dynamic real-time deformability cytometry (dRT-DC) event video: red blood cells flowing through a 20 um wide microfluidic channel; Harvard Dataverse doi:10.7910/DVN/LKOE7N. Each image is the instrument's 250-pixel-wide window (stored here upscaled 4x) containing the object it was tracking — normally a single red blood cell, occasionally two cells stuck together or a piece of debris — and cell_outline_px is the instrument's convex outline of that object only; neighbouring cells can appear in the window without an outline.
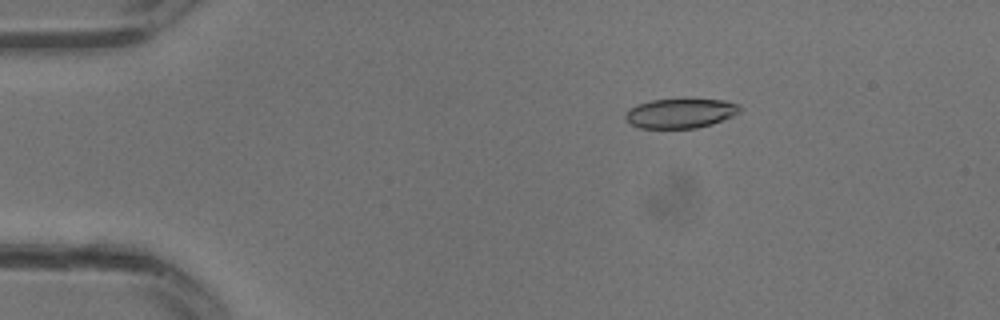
{"species": "common noctule bat (a hibernating species)", "species_latin": "Nyctalus noctula", "temperature_condition": "warm", "stored_images_in_passage": 32, "camera_frame_rate_fps": 3000, "um_per_image_px": 0.085, "animal": {"sex": "male", "body_mass_g": 13.3}, "frame": {"image": 1, "passage_image": 6, "time_ms": 1.667, "image_size_px": [1000, 320], "cell_outline_px": [[744, 108], [740, 112], [732, 116], [712, 124], [696, 128], [640, 128], [632, 124], [624, 116], [628, 108], [636, 104], [652, 100], [684, 96], [688, 96], [728, 100], [740, 104]], "centroid_in_image_um": [57.91, 9.56], "position_along_channel_um": 27.1, "area_um2": 20.87}}
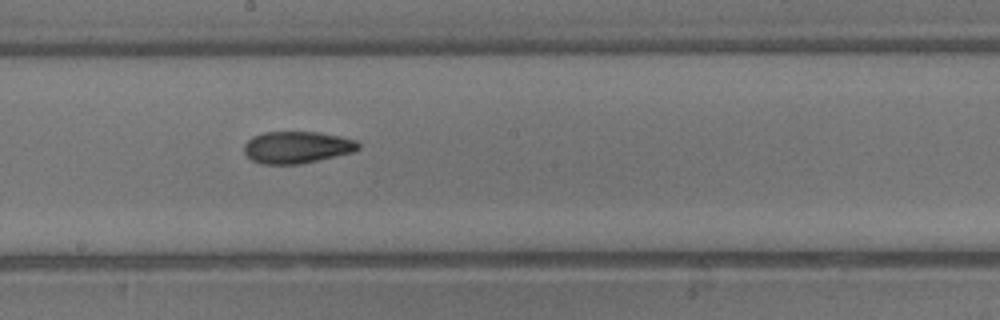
{"frame": {"image": 2, "passage_image": 18, "time_ms": 5.667, "image_size_px": [1000, 320], "cell_outline_px": [[360, 148], [352, 152], [300, 164], [260, 164], [252, 160], [244, 152], [244, 144], [252, 136], [264, 132], [316, 132], [340, 136], [356, 140], [360, 144]], "centroid_in_image_um": [25.22, 12.51], "position_along_channel_um": 223.0, "area_um2": 21.21}}
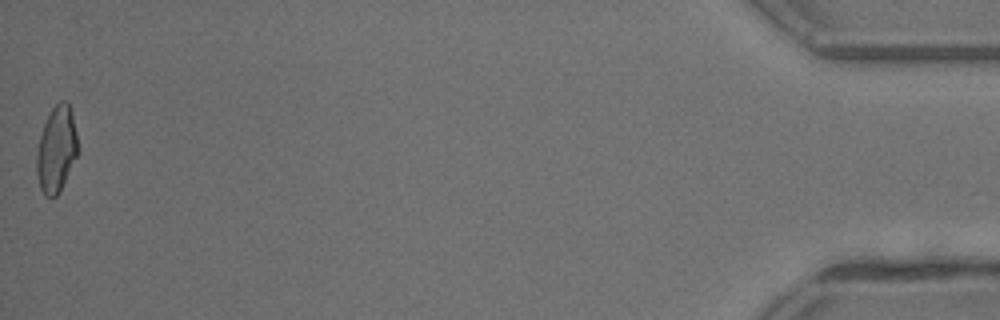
{"frame": {"image": 3, "passage_image": 32, "time_ms": 10.333, "image_size_px": [1000, 320], "cell_outline_px": [[80, 152], [60, 192], [56, 196], [44, 196], [40, 188], [36, 172], [36, 156], [40, 136], [44, 124], [52, 108], [60, 100], [68, 100], [72, 112]], "centroid_in_image_um": [4.83, 12.7], "position_along_channel_um": 430.4, "area_um2": 21.04}}